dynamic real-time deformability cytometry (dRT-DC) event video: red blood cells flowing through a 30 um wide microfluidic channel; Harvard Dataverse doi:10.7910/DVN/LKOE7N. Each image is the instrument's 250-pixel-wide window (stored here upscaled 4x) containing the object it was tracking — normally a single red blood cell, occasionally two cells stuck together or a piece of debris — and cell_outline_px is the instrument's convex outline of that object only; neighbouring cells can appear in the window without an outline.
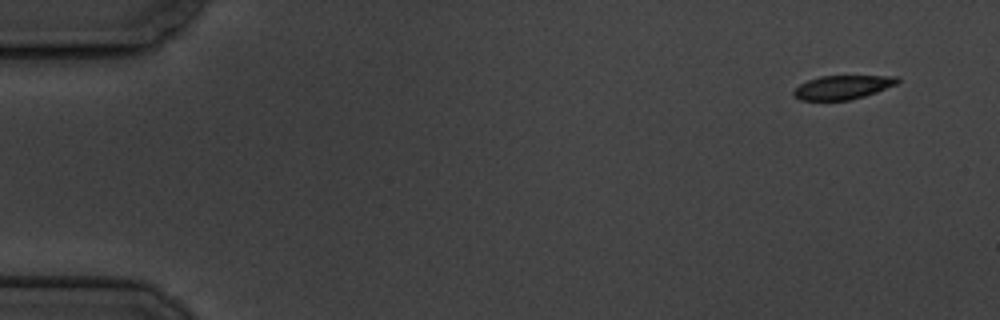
{"species": "common noctule bat (a hibernating species)", "species_latin": "Nyctalus noctula", "temperature_condition": "cold", "stored_images_in_passage": 4, "camera_frame_rate_fps": 3000, "um_per_image_px": 0.085, "animal": {"sex": "male", "body_mass_g": 19.5, "forearm_length_mm": 54.6}, "frame": {"image": 1, "passage_image": 1, "time_ms": 0.0, "image_size_px": [1000, 320], "cell_outline_px": [[900, 80], [896, 84], [876, 92], [864, 96], [848, 100], [800, 100], [792, 96], [792, 92], [800, 84], [808, 80], [820, 76], [900, 76]], "centroid_in_image_um": [71.6, 7.42], "position_along_channel_um": 13.4, "area_um2": 14.39}}